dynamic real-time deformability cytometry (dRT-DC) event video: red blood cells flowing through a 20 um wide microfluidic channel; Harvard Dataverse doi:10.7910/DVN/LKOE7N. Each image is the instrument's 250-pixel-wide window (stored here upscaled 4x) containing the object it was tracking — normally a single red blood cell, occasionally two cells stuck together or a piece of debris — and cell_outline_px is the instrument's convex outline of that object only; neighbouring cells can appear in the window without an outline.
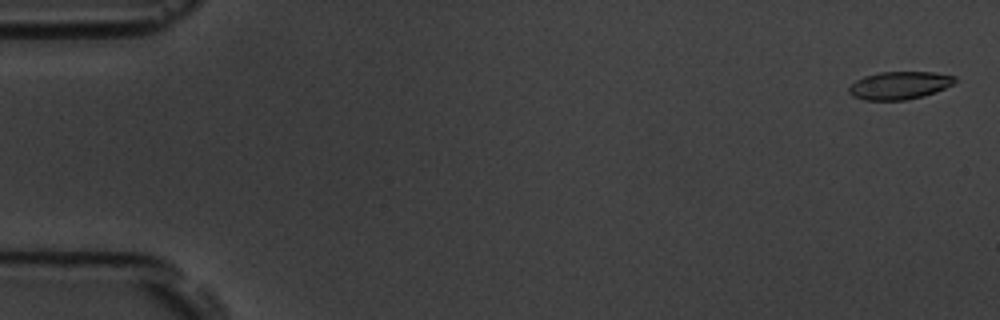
{"species": "common noctule bat (a hibernating species)", "species_latin": "Nyctalus noctula", "temperature_condition": "room temperature", "stored_images_in_passage": 8, "camera_frame_rate_fps": 3000, "um_per_image_px": 0.085, "animal": {"sex": "male", "body_mass_g": 19.5, "forearm_length_mm": 54.6}, "frame": {"image": 1, "passage_image": 2, "time_ms": 0.333, "image_size_px": [1000, 320], "cell_outline_px": [[956, 80], [952, 84], [944, 88], [924, 96], [904, 100], [864, 100], [852, 96], [848, 92], [848, 88], [856, 80], [864, 76], [880, 72], [932, 72], [956, 76]], "centroid_in_image_um": [76.42, 7.26], "position_along_channel_um": 8.6, "area_um2": 17.11}}